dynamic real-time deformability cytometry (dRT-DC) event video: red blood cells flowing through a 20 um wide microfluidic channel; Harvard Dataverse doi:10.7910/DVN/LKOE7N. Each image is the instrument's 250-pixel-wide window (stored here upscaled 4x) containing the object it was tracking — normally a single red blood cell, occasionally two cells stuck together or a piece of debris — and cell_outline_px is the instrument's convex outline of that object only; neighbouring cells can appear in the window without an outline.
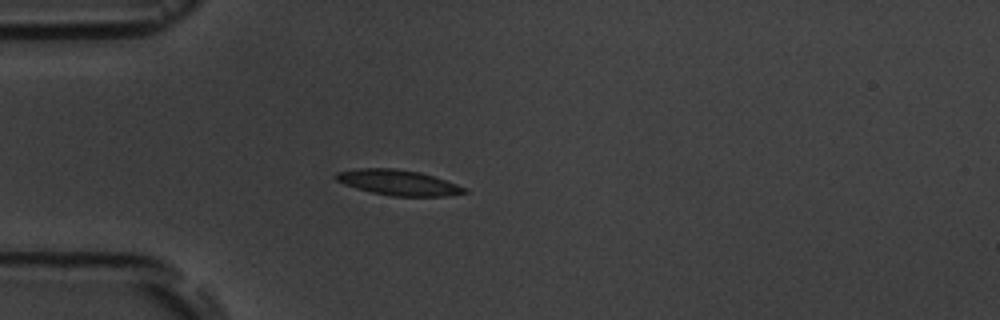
{"species": "common noctule bat (a hibernating species)", "species_latin": "Nyctalus noctula", "temperature_condition": "room temperature", "stored_images_in_passage": 3, "camera_frame_rate_fps": 3000, "um_per_image_px": 0.085, "animal": {"sex": "male", "body_mass_g": 19.5, "forearm_length_mm": 54.6}, "frame": {"image": 1, "passage_image": 2, "time_ms": 7.0, "image_size_px": [1000, 320], "cell_outline_px": [[468, 192], [448, 196], [392, 196], [372, 192], [356, 188], [344, 184], [336, 180], [332, 176], [336, 172], [360, 168], [396, 168], [420, 172], [468, 188]], "centroid_in_image_um": [33.83, 15.51], "position_along_channel_um": 51.2, "area_um2": 19.02}}